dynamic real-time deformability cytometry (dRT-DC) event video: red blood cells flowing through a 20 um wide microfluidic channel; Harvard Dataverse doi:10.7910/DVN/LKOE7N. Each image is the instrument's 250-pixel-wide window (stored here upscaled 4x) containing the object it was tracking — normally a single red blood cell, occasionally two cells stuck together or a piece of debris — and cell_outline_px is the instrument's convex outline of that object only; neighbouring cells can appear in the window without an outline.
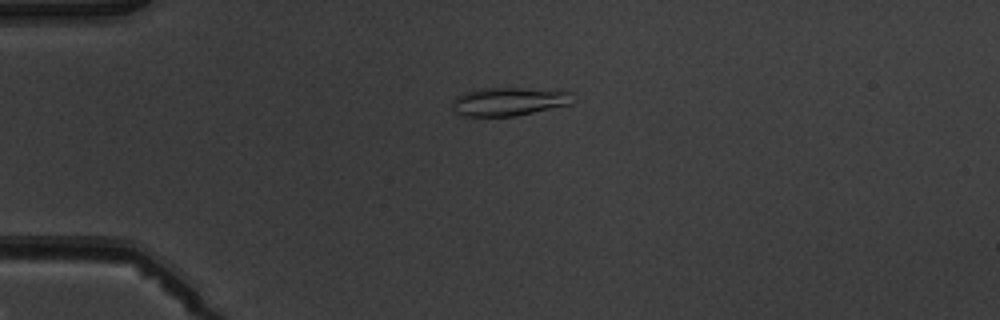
{"species": "common noctule bat (a hibernating species)", "species_latin": "Nyctalus noctula", "temperature_condition": "warm", "stored_images_in_passage": 8, "camera_frame_rate_fps": 3000, "um_per_image_px": 0.085, "animal": {"sex": "male", "body_mass_g": 19.5, "forearm_length_mm": 54.6}, "frame": {"image": 1, "passage_image": 4, "time_ms": 3.333, "image_size_px": [1000, 320], "cell_outline_px": [[572, 104], [516, 116], [464, 116], [456, 112], [452, 108], [452, 100], [456, 96], [476, 88], [520, 88], [572, 92]], "centroid_in_image_um": [43.22, 8.63], "position_along_channel_um": 41.8, "area_um2": 19.94}}
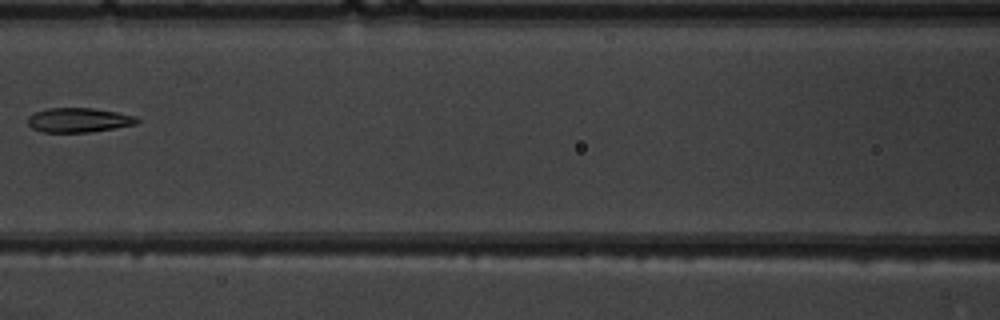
{"frame": {"image": 2, "passage_image": 7, "time_ms": 7.0, "image_size_px": [1000, 320], "cell_outline_px": [[140, 120], [136, 124], [88, 132], [44, 132], [32, 128], [28, 124], [28, 116], [32, 112], [48, 108], [92, 108], [116, 112], [136, 116]], "centroid_in_image_um": [6.65, 10.19], "position_along_channel_um": 159.9, "area_um2": 15.49}}
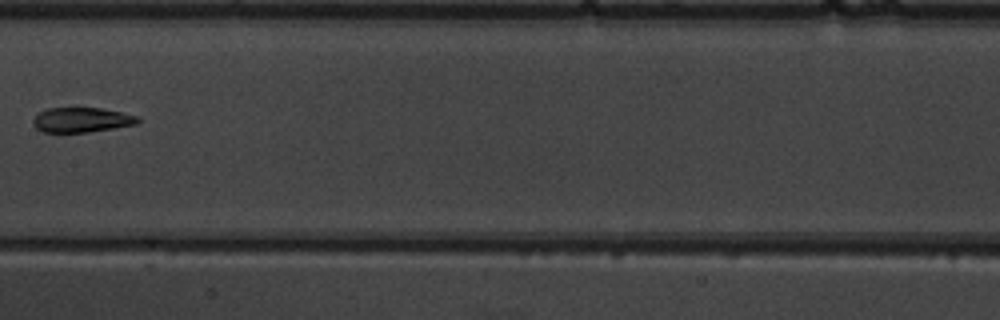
{"frame": {"image": 3, "passage_image": 8, "time_ms": 8.0, "image_size_px": [1000, 320], "cell_outline_px": [[140, 120], [136, 124], [88, 132], [44, 132], [36, 128], [32, 124], [32, 120], [36, 112], [44, 108], [100, 108], [120, 112], [136, 116]], "centroid_in_image_um": [6.84, 10.18], "position_along_channel_um": 200.6, "area_um2": 15.14}}